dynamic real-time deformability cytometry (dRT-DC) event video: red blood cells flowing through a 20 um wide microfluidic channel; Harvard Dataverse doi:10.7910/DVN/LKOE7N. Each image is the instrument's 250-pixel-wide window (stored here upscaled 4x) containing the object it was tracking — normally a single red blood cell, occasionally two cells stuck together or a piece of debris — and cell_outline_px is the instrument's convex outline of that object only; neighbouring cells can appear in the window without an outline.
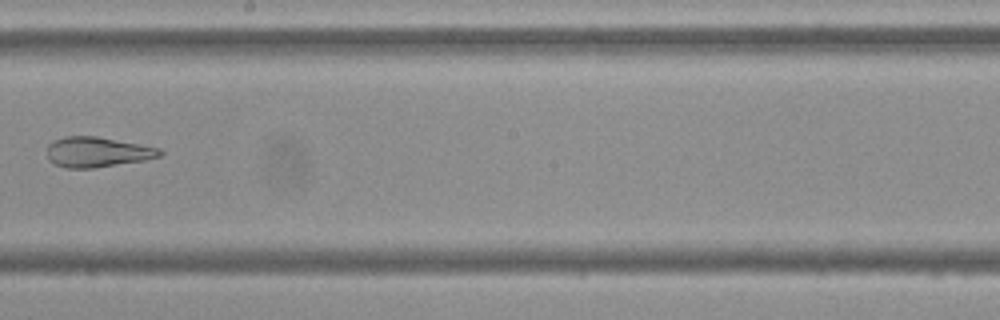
{"species": "Egyptian fruit bat (a non-hibernating species)", "species_latin": "Rousettus aegyptiacus", "temperature_condition": "cold", "stored_images_in_passage": 10, "camera_frame_rate_fps": 3000, "um_per_image_px": 0.085, "frame": {"image": 1, "passage_image": 9, "time_ms": 9.333, "image_size_px": [1000, 320], "cell_outline_px": [[164, 152], [160, 156], [144, 160], [92, 168], [68, 168], [56, 164], [48, 160], [48, 144], [52, 140], [64, 136], [96, 136], [140, 144], [160, 148]], "centroid_in_image_um": [8.26, 12.91], "position_along_channel_um": 239.9, "area_um2": 19.77}}